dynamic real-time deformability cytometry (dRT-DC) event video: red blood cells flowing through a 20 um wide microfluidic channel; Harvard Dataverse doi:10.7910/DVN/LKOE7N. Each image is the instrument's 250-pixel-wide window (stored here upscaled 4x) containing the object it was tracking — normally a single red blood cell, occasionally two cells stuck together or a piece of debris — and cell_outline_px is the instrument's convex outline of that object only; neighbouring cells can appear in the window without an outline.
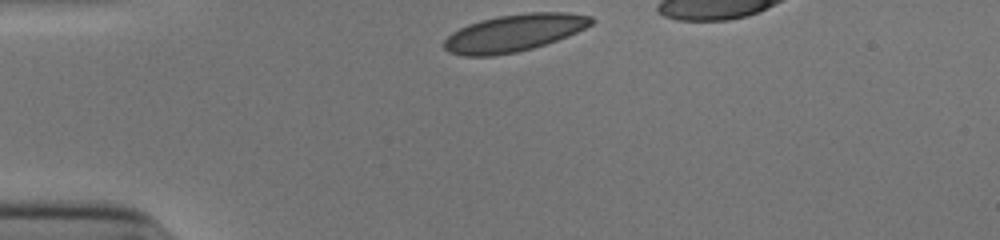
{"species": "human", "species_latin": "Homo sapiens", "temperature_condition": "cold", "stored_images_in_passage": 30, "camera_frame_rate_fps": 3000, "um_per_image_px": 0.085, "donor": {"sex": "male"}, "frame": {"image": 1, "passage_image": 1, "time_ms": 0.0, "image_size_px": [1000, 240], "cell_outline_px": [[596, 20], [592, 24], [568, 36], [532, 48], [516, 52], [492, 56], [464, 56], [448, 52], [444, 48], [444, 40], [452, 32], [468, 24], [480, 20], [500, 16], [528, 12], [564, 12], [592, 16]], "centroid_in_image_um": [43.69, 2.8], "position_along_channel_um": 41.3, "area_um2": 31.79}}
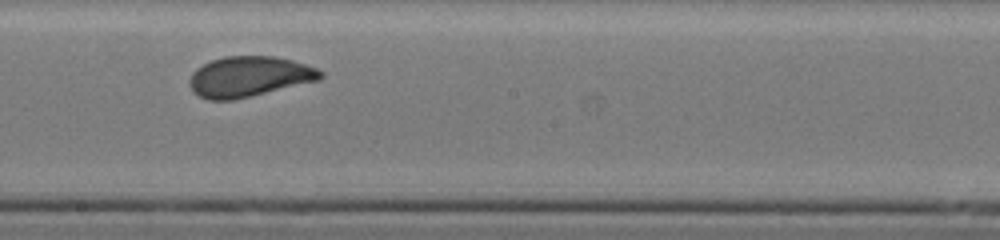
{"frame": {"image": 2, "passage_image": 18, "time_ms": 5.667, "image_size_px": [1000, 240], "cell_outline_px": [[324, 76], [320, 80], [232, 100], [208, 100], [192, 92], [188, 84], [188, 80], [192, 72], [196, 68], [212, 60], [224, 56], [276, 56], [292, 60], [316, 68], [324, 72]], "centroid_in_image_um": [21.15, 6.51], "position_along_channel_um": 227.0, "area_um2": 30.92}}
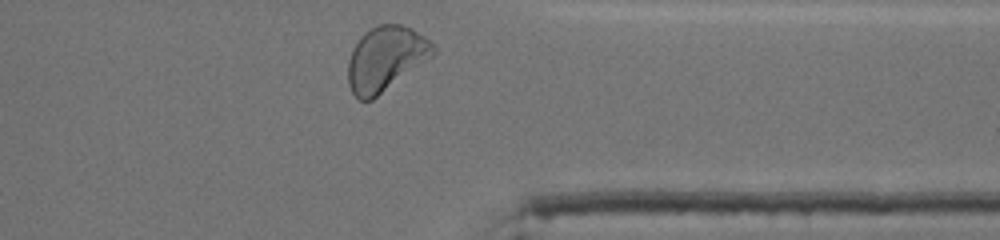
{"frame": {"image": 3, "passage_image": 30, "time_ms": 9.667, "image_size_px": [1000, 240], "cell_outline_px": [[436, 52], [432, 56], [372, 100], [360, 100], [352, 92], [348, 84], [348, 60], [352, 48], [360, 36], [364, 32], [380, 24], [400, 24], [412, 28], [436, 44]], "centroid_in_image_um": [32.78, 4.96], "position_along_channel_um": 378.6, "area_um2": 31.96}, "authors_computed_cell_mechanics": {"area_um2": 31.1831, "velocity_mm_per_s": 3.8845, "shape_relaxation_time_tau1_ms": 2.5127, "shape_relaxation_time_tau2_ms": null, "deformation_change_tau1": 0.1308, "deformation_change_tau2": null}}